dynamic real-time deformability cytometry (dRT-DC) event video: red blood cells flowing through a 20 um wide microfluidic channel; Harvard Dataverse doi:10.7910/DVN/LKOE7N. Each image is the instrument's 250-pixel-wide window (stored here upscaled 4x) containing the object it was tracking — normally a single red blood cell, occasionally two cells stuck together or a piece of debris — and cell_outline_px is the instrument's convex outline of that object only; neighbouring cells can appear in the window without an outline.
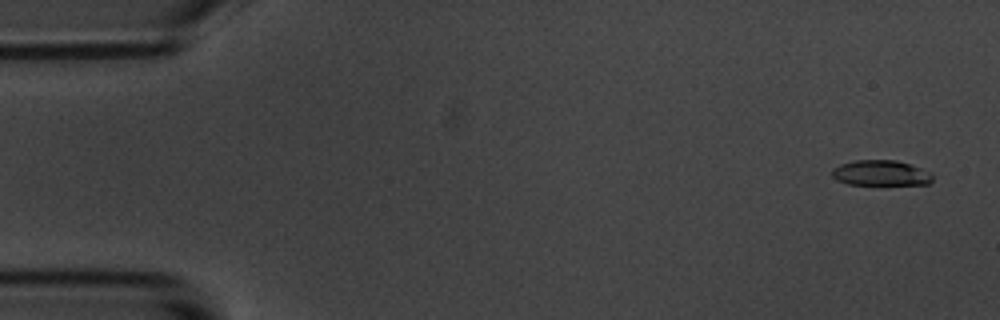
{"species": "common noctule bat (a hibernating species)", "species_latin": "Nyctalus noctula", "temperature_condition": "room temperature", "stored_images_in_passage": 56, "camera_frame_rate_fps": 3000, "um_per_image_px": 0.085, "animal": {"sex": "male", "body_mass_g": 20.1, "forearm_length_mm": 53.5}, "frame": {"image": 1, "passage_image": 3, "time_ms": 0.667, "image_size_px": [1000, 320], "cell_outline_px": [[932, 180], [928, 184], [848, 184], [836, 180], [832, 176], [832, 168], [840, 164], [856, 160], [896, 160], [932, 172]], "centroid_in_image_um": [74.84, 14.7], "position_along_channel_um": 10.2, "area_um2": 14.8}}
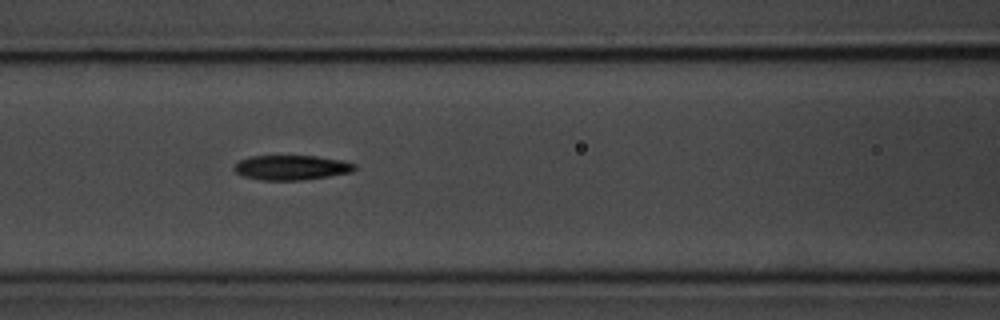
{"frame": {"image": 2, "passage_image": 24, "time_ms": 7.667, "image_size_px": [1000, 320], "cell_outline_px": [[356, 168], [352, 172], [328, 176], [300, 180], [264, 180], [244, 176], [236, 172], [232, 168], [240, 160], [252, 156], [316, 156], [340, 160], [356, 164]], "centroid_in_image_um": [24.78, 14.24], "position_along_channel_um": 141.8, "area_um2": 17.17}}
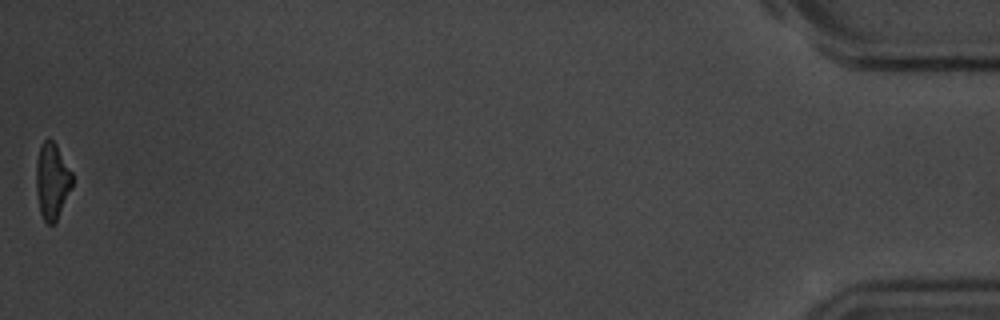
{"frame": {"image": 3, "passage_image": 56, "time_ms": 18.333, "image_size_px": [1000, 320], "cell_outline_px": [[72, 188], [56, 224], [48, 224], [44, 220], [40, 212], [36, 192], [36, 160], [40, 148], [44, 140], [52, 140], [56, 144], [72, 172]], "centroid_in_image_um": [4.43, 15.43], "position_along_channel_um": 430.8, "area_um2": 16.18}, "authors_computed_cell_mechanics": {"area_um2": 17.1088, "velocity_mm_per_s": 3.6263, "shape_relaxation_time_tau1_ms": 3.8675, "shape_relaxation_time_tau2_ms": 7.672, "deformation_change_tau1": 0.1684, "deformation_change_tau2": 0.1838}}